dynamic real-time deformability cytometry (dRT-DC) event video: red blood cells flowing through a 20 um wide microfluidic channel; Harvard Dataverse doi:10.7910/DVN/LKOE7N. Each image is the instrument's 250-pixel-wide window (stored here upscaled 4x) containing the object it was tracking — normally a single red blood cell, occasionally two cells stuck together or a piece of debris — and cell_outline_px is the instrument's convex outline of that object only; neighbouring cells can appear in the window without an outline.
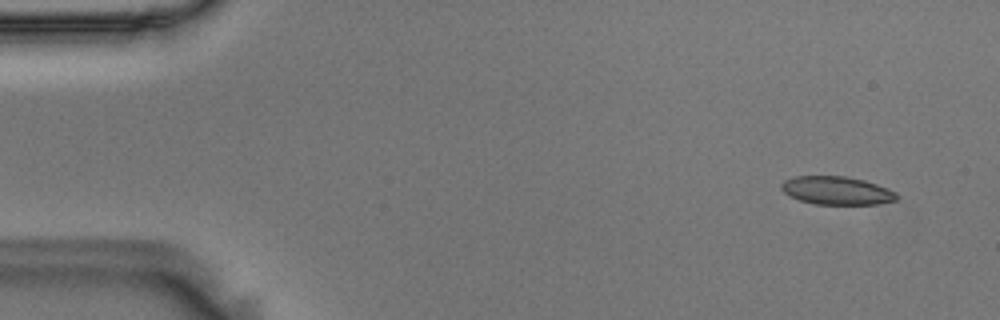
{"species": "Egyptian fruit bat (a non-hibernating species)", "species_latin": "Rousettus aegyptiacus", "temperature_condition": "room temperature", "stored_images_in_passage": 53, "camera_frame_rate_fps": 3000, "um_per_image_px": 0.085, "animal": {"sex": "male"}, "frame": {"image": 1, "passage_image": 1, "time_ms": 0.0, "image_size_px": [1000, 320], "cell_outline_px": [[896, 200], [876, 204], [816, 204], [800, 200], [788, 196], [780, 188], [780, 184], [784, 180], [796, 176], [844, 176], [864, 180], [888, 188], [896, 192]], "centroid_in_image_um": [71.08, 16.19], "position_along_channel_um": 13.9, "area_um2": 18.9}}
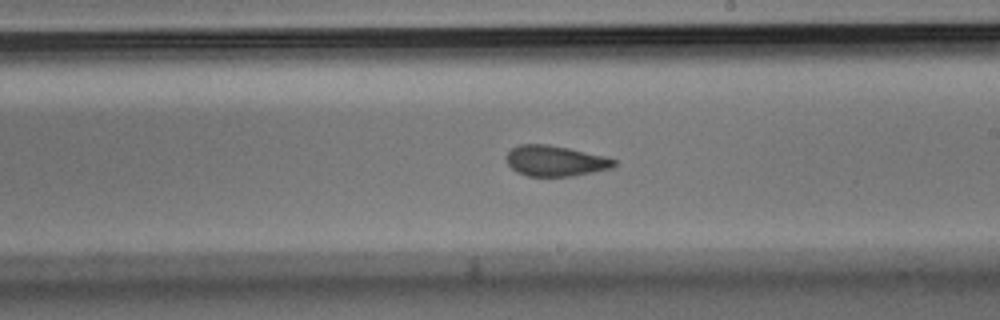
{"frame": {"image": 2, "passage_image": 29, "time_ms": 9.333, "image_size_px": [1000, 320], "cell_outline_px": [[616, 164], [612, 168], [572, 176], [528, 176], [516, 172], [508, 164], [508, 152], [512, 148], [520, 144], [548, 144], [608, 156], [616, 160]], "centroid_in_image_um": [47.24, 13.67], "position_along_channel_um": 241.8, "area_um2": 19.19}}
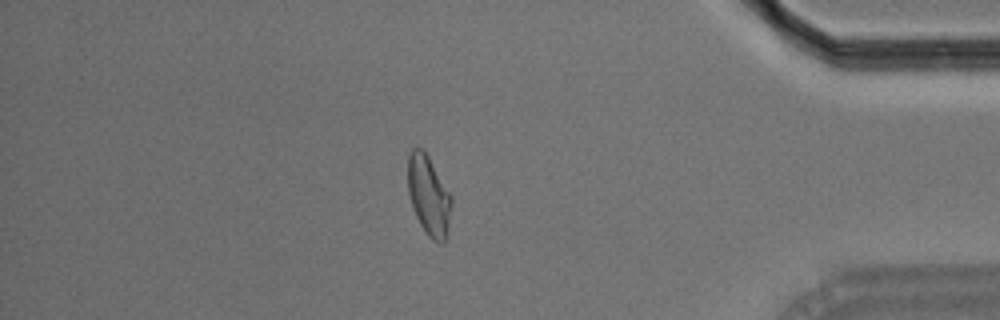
{"frame": {"image": 3, "passage_image": 45, "time_ms": 14.667, "image_size_px": [1000, 320], "cell_outline_px": [[452, 204], [448, 228], [444, 244], [440, 244], [432, 240], [428, 236], [420, 224], [416, 216], [408, 192], [408, 156], [412, 148], [420, 148], [428, 156], [452, 196]], "centroid_in_image_um": [36.45, 16.65], "position_along_channel_um": 398.7, "area_um2": 20.17}, "authors_computed_cell_mechanics": {"area_um2": 20.1144, "velocity_mm_per_s": 3.5998, "shape_relaxation_time_tau1_ms": 4.3124, "shape_relaxation_time_tau2_ms": 1.5268, "deformation_change_tau1": 0.1508, "deformation_change_tau2": 0.0891}}